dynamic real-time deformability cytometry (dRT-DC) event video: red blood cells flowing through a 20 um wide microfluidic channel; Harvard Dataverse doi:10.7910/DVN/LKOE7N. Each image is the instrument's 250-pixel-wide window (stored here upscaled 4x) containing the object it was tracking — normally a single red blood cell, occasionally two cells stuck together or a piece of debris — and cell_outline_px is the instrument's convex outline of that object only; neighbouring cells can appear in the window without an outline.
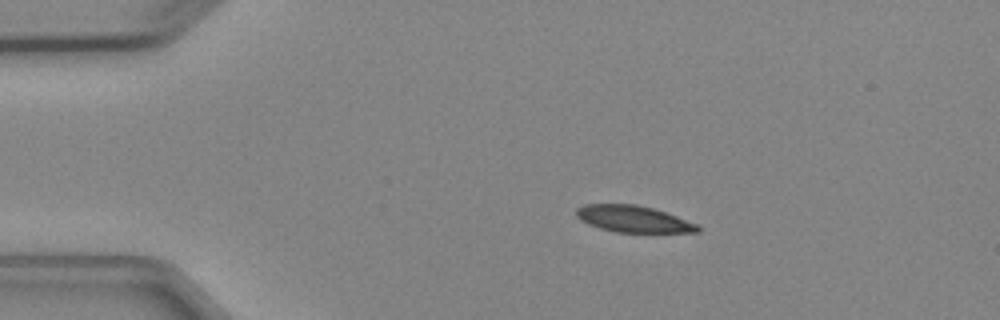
{"species": "Egyptian fruit bat (a non-hibernating species)", "species_latin": "Rousettus aegyptiacus", "temperature_condition": "cold", "stored_images_in_passage": 3, "camera_frame_rate_fps": 3000, "um_per_image_px": 0.085, "animal": {"sex": "female"}, "frame": {"image": 1, "passage_image": 1, "time_ms": 0.0, "image_size_px": [1000, 320], "cell_outline_px": [[700, 232], [616, 232], [600, 228], [588, 224], [580, 220], [576, 216], [576, 208], [584, 204], [636, 204], [652, 208], [676, 216], [696, 224], [700, 228]], "centroid_in_image_um": [53.78, 18.61], "position_along_channel_um": 31.2, "area_um2": 18.67}}
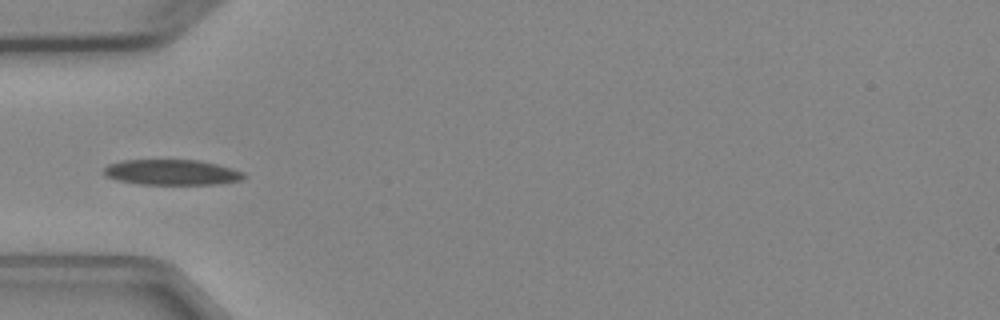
{"frame": {"image": 2, "passage_image": 3, "time_ms": 2.333, "image_size_px": [1000, 320], "cell_outline_px": [[244, 180], [220, 184], [140, 184], [116, 180], [104, 176], [104, 168], [108, 164], [120, 160], [200, 160], [232, 168], [244, 172]], "centroid_in_image_um": [14.6, 14.64], "position_along_channel_um": 70.4, "area_um2": 20.92}}